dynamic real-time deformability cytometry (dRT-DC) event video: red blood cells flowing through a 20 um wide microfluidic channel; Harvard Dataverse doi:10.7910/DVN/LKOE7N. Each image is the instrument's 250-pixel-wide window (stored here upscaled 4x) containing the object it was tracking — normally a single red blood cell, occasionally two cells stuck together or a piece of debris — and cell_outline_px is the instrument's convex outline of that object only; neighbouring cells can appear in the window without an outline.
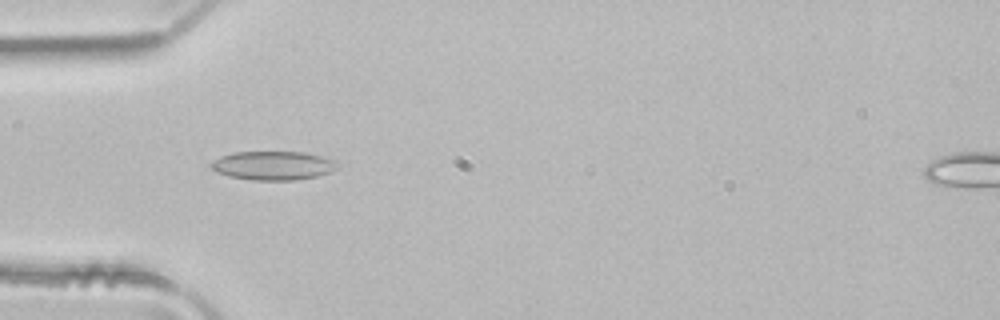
{"species": "common noctule bat (a hibernating species)", "species_latin": "Nyctalus noctula", "temperature_condition": "room temperature", "stored_images_in_passage": 4, "camera_frame_rate_fps": 3000, "um_per_image_px": 0.085, "animal": {"sex": "male", "body_mass_g": 21.5, "forearm_length_mm": 52.0}, "frame": {"image": 1, "passage_image": 3, "time_ms": 0.667, "image_size_px": [1000, 320], "cell_outline_px": [[340, 164], [336, 168], [328, 172], [316, 176], [296, 180], [252, 180], [228, 176], [216, 172], [212, 168], [212, 160], [220, 156], [232, 152], [304, 152], [336, 160]], "centroid_in_image_um": [23.2, 14.07], "position_along_channel_um": 61.8, "area_um2": 21.21}}
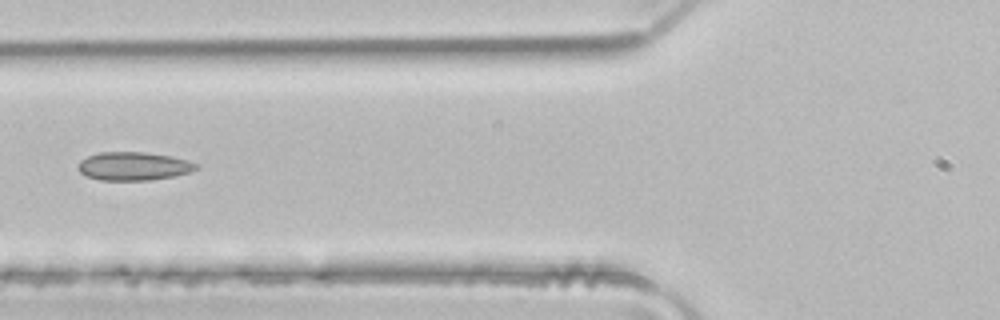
{"frame": {"image": 2, "passage_image": 4, "time_ms": 1.0, "image_size_px": [1000, 320], "cell_outline_px": [[200, 168], [188, 172], [172, 176], [152, 180], [100, 180], [88, 176], [80, 172], [80, 160], [88, 156], [100, 152], [144, 152], [168, 156], [188, 160], [200, 164]], "centroid_in_image_um": [11.39, 14.12], "position_along_channel_um": 114.4, "area_um2": 19.31}}